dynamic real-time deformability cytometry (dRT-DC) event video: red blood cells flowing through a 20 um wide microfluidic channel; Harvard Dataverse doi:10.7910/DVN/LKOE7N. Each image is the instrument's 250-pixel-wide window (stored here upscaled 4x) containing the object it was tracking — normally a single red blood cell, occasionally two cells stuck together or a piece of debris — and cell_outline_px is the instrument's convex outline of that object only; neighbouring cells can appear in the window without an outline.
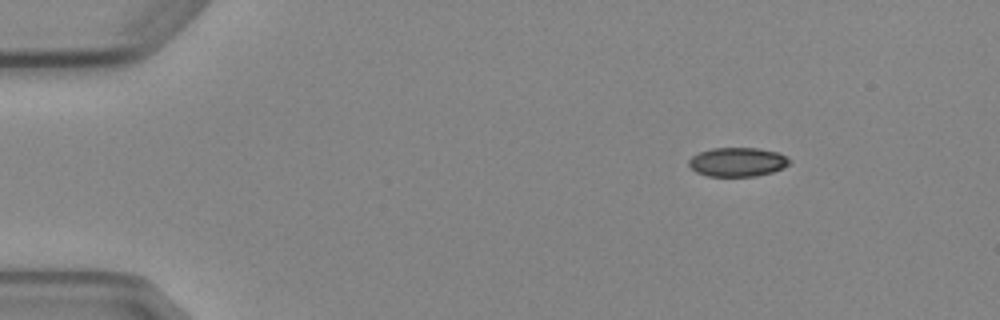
{"species": "Egyptian fruit bat (a non-hibernating species)", "species_latin": "Rousettus aegyptiacus", "temperature_condition": "cold", "stored_images_in_passage": 6, "camera_frame_rate_fps": 3000, "um_per_image_px": 0.085, "animal": {"sex": "female"}, "frame": {"image": 1, "passage_image": 1, "time_ms": 0.0, "image_size_px": [1000, 320], "cell_outline_px": [[788, 164], [772, 172], [756, 176], [708, 176], [696, 172], [688, 164], [688, 160], [692, 156], [700, 152], [712, 148], [756, 148], [780, 152], [788, 160]], "centroid_in_image_um": [62.64, 13.76], "position_along_channel_um": 22.4, "area_um2": 16.82}}
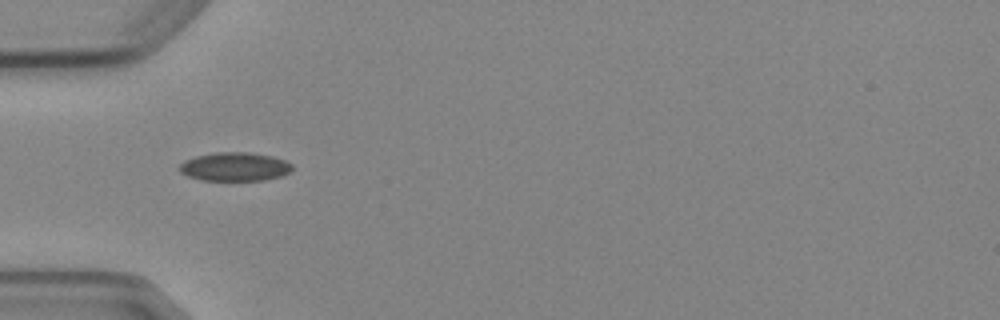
{"frame": {"image": 2, "passage_image": 4, "time_ms": 3.333, "image_size_px": [1000, 320], "cell_outline_px": [[292, 168], [284, 176], [264, 180], [200, 180], [188, 176], [180, 172], [176, 168], [184, 160], [196, 156], [216, 152], [248, 152], [272, 156], [284, 160], [292, 164]], "centroid_in_image_um": [19.93, 14.17], "position_along_channel_um": 65.1, "area_um2": 18.96}}
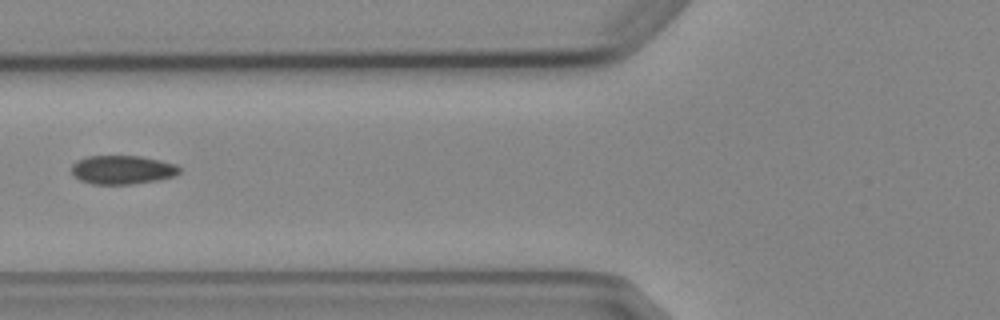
{"frame": {"image": 3, "passage_image": 5, "time_ms": 4.667, "image_size_px": [1000, 320], "cell_outline_px": [[180, 172], [176, 176], [160, 180], [132, 184], [92, 184], [80, 180], [72, 176], [72, 164], [76, 160], [88, 156], [140, 156], [160, 160], [176, 164], [180, 168]], "centroid_in_image_um": [10.41, 14.43], "position_along_channel_um": 115.4, "area_um2": 18.32}}